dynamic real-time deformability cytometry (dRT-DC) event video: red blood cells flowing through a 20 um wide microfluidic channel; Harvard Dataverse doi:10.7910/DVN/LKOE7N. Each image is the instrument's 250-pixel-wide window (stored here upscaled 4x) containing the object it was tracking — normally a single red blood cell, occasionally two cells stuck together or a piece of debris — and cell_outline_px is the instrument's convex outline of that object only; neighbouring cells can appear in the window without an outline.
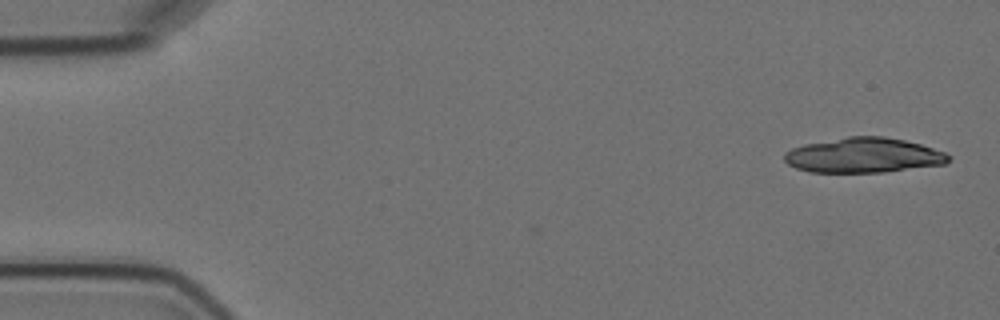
{"species": "Egyptian fruit bat (a non-hibernating species)", "species_latin": "Rousettus aegyptiacus", "temperature_condition": "cold", "stored_images_in_passage": 2, "camera_frame_rate_fps": 3000, "um_per_image_px": 0.085, "animal": {"sex": "female"}, "frame": {"image": 1, "passage_image": 2, "time_ms": 2.0, "image_size_px": [1000, 320], "cell_outline_px": [[952, 160], [944, 164], [884, 172], [812, 172], [796, 168], [788, 164], [784, 160], [784, 152], [792, 148], [804, 144], [848, 136], [884, 136], [904, 140], [920, 144], [944, 152], [952, 156]], "centroid_in_image_um": [73.4, 13.2], "position_along_channel_um": 11.6, "area_um2": 33.47}}